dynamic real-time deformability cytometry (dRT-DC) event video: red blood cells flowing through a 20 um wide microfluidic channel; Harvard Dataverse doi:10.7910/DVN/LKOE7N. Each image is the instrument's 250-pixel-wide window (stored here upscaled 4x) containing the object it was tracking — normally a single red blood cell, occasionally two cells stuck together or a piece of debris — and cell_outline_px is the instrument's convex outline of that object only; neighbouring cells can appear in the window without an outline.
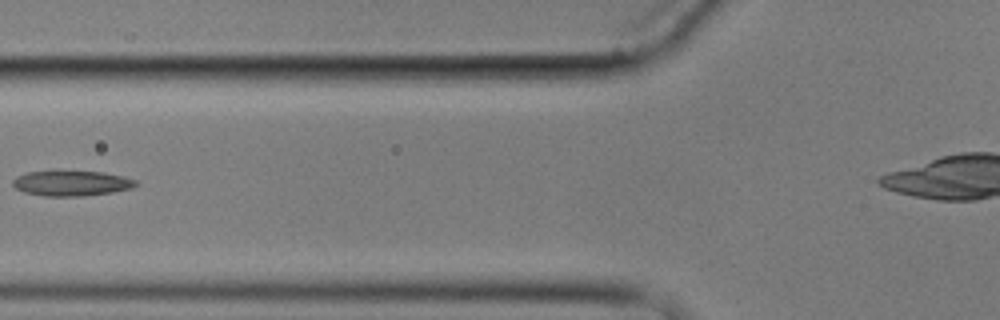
{"species": "common noctule bat (a hibernating species)", "species_latin": "Nyctalus noctula", "temperature_condition": "cold", "stored_images_in_passage": 7, "camera_frame_rate_fps": 3000, "um_per_image_px": 0.085, "animal": {"sex": "male", "body_mass_g": 17.9}, "frame": {"image": 1, "passage_image": 7, "time_ms": 7.0, "image_size_px": [1000, 320], "cell_outline_px": [[136, 184], [132, 188], [112, 192], [84, 196], [44, 196], [24, 192], [16, 188], [12, 184], [12, 180], [16, 176], [28, 172], [56, 168], [104, 172], [124, 176], [136, 180]], "centroid_in_image_um": [6.03, 15.52], "position_along_channel_um": 119.8, "area_um2": 18.96}}